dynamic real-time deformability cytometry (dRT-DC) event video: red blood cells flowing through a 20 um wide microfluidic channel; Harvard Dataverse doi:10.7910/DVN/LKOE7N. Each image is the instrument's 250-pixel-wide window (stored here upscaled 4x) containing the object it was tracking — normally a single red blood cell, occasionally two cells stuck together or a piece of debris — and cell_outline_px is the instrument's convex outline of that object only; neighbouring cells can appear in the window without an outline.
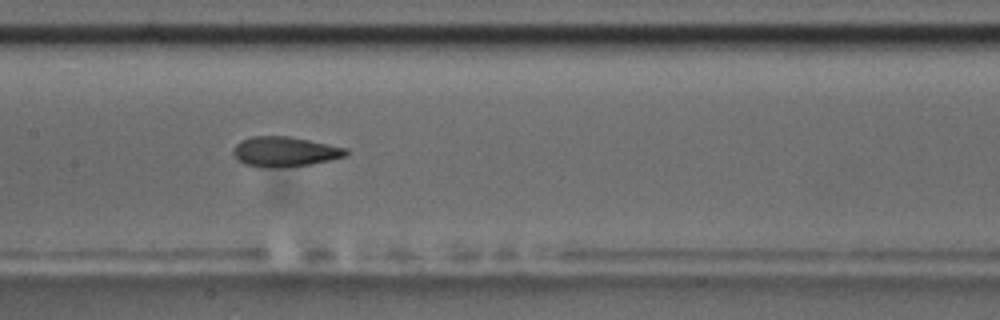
{"species": "common noctule bat (a hibernating species)", "species_latin": "Nyctalus noctula", "temperature_condition": "room temperature", "stored_images_in_passage": 13, "camera_frame_rate_fps": 3000, "um_per_image_px": 0.085, "animal": {"sex": "male", "body_mass_g": 17.5, "forearm_length_mm": 52.3}, "frame": {"image": 1, "passage_image": 8, "time_ms": 9.0, "image_size_px": [1000, 320], "cell_outline_px": [[348, 156], [312, 164], [272, 168], [268, 168], [244, 164], [236, 160], [232, 152], [232, 148], [240, 140], [252, 136], [288, 136], [348, 148]], "centroid_in_image_um": [24.18, 12.89], "position_along_channel_um": 183.2, "area_um2": 19.88}}